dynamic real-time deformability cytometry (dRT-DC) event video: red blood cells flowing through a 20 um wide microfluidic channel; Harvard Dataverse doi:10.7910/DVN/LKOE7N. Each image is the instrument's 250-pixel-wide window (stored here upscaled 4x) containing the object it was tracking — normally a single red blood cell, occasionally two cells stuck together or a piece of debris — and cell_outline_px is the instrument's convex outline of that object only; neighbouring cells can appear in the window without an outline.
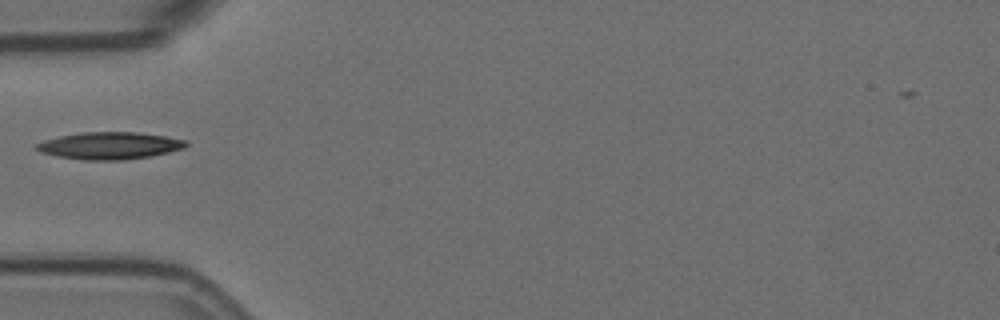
{"species": "Egyptian fruit bat (a non-hibernating species)", "species_latin": "Rousettus aegyptiacus", "temperature_condition": "room temperature", "stored_images_in_passage": 39, "camera_frame_rate_fps": 3000, "um_per_image_px": 0.085, "animal": {"sex": "female"}, "frame": {"image": 1, "passage_image": 1, "time_ms": 0.0, "image_size_px": [1000, 320], "cell_outline_px": [[188, 144], [184, 148], [168, 152], [148, 156], [120, 160], [84, 160], [56, 156], [40, 152], [36, 148], [36, 144], [44, 140], [60, 136], [80, 132], [136, 132], [168, 136], [188, 140]], "centroid_in_image_um": [9.33, 12.37], "position_along_channel_um": 75.7, "area_um2": 23.64}}
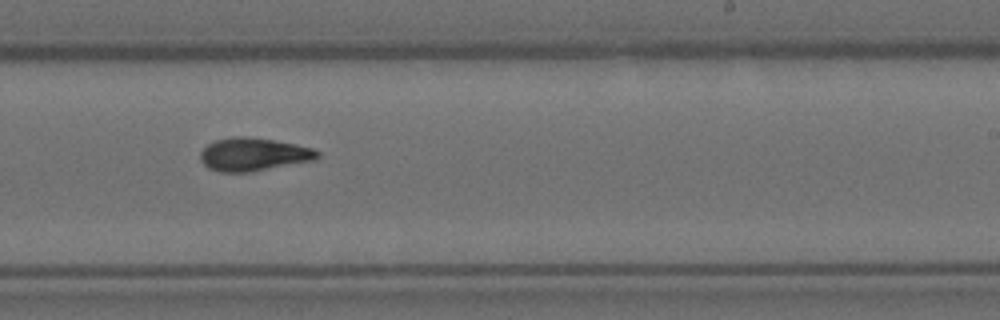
{"frame": {"image": 2, "passage_image": 17, "time_ms": 5.333, "image_size_px": [1000, 320], "cell_outline_px": [[320, 156], [316, 160], [252, 172], [220, 172], [208, 168], [200, 160], [200, 152], [208, 144], [216, 140], [236, 136], [244, 136], [272, 140], [296, 144], [312, 148], [320, 152]], "centroid_in_image_um": [21.56, 13.13], "position_along_channel_um": 267.4, "area_um2": 22.66}}
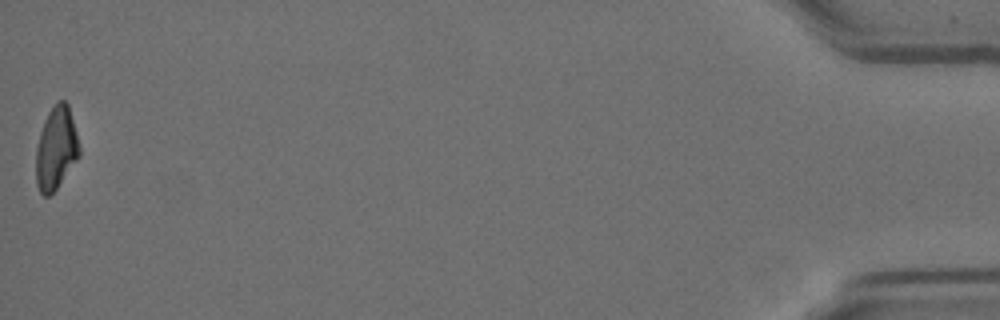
{"frame": {"image": 3, "passage_image": 39, "time_ms": 12.667, "image_size_px": [1000, 320], "cell_outline_px": [[80, 156], [56, 188], [48, 196], [44, 196], [40, 192], [36, 184], [36, 148], [40, 132], [44, 120], [48, 112], [56, 100], [64, 100], [68, 104], [76, 132], [80, 148]], "centroid_in_image_um": [4.76, 12.58], "position_along_channel_um": 430.4, "area_um2": 20.87}}